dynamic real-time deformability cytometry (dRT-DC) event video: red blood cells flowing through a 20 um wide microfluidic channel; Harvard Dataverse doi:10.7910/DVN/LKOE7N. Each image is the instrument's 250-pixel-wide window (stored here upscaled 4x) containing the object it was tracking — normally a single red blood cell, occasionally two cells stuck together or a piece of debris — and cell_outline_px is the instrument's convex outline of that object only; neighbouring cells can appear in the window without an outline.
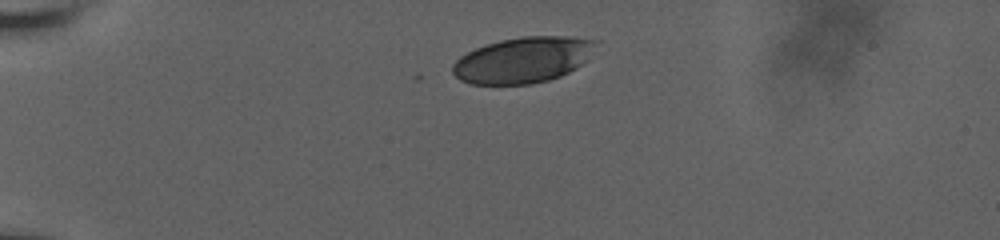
{"species": "human", "species_latin": "Homo sapiens", "temperature_condition": "room temperature", "stored_images_in_passage": 34, "camera_frame_rate_fps": 3000, "um_per_image_px": 0.085, "donor": {"sex": "male"}, "frame": {"image": 1, "passage_image": 1, "time_ms": 0.0, "image_size_px": [1000, 240], "cell_outline_px": [[600, 40], [584, 60], [576, 68], [560, 76], [548, 80], [532, 84], [468, 84], [460, 80], [452, 72], [452, 64], [460, 56], [476, 48], [500, 40], [524, 36], [568, 36]], "centroid_in_image_um": [44.43, 5.09], "position_along_channel_um": 40.6, "area_um2": 38.09}}
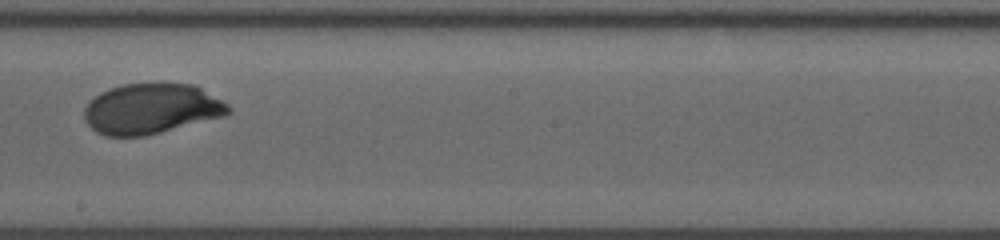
{"frame": {"image": 2, "passage_image": 20, "time_ms": 7.0, "image_size_px": [1000, 240], "cell_outline_px": [[232, 112], [224, 116], [144, 136], [104, 136], [96, 132], [84, 120], [84, 108], [100, 92], [108, 88], [124, 84], [192, 84], [200, 88], [228, 104], [232, 108]], "centroid_in_image_um": [12.84, 9.26], "position_along_channel_um": 235.4, "area_um2": 41.96}}
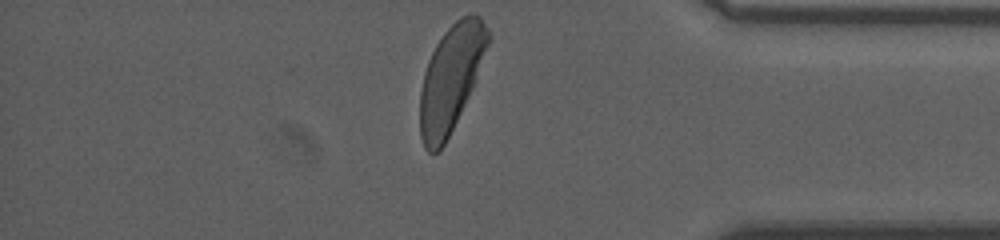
{"frame": {"image": 3, "passage_image": 33, "time_ms": 12.0, "image_size_px": [1000, 240], "cell_outline_px": [[492, 36], [472, 88], [440, 152], [428, 152], [424, 148], [420, 136], [420, 92], [424, 72], [428, 60], [436, 44], [444, 32], [460, 16], [480, 16], [488, 28]], "centroid_in_image_um": [38.31, 6.65], "position_along_channel_um": 396.9, "area_um2": 41.56}, "authors_computed_cell_mechanics": {"area_um2": 42.6564, "velocity_mm_per_s": 3.6069, "shape_relaxation_time_tau1_ms": 3.4353, "shape_relaxation_time_tau2_ms": null, "deformation_change_tau1": 0.1505, "deformation_change_tau2": null}}